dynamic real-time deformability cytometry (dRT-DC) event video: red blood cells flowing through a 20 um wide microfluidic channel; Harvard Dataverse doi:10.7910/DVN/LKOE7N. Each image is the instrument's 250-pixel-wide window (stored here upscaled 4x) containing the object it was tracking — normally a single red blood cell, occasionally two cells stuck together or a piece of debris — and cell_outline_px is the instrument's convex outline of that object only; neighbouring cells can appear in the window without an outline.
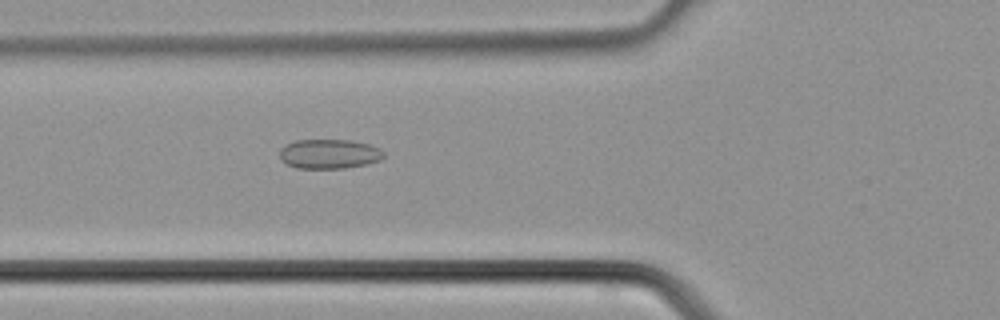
{"species": "common noctule bat (a hibernating species)", "species_latin": "Nyctalus noctula", "temperature_condition": "cold", "stored_images_in_passage": 29, "camera_frame_rate_fps": 3000, "um_per_image_px": 0.085, "animal": {"sex": "male", "body_mass_g": 21.5, "forearm_length_mm": 52.0}, "frame": {"image": 1, "passage_image": 6, "time_ms": 1.667, "image_size_px": [1000, 320], "cell_outline_px": [[384, 156], [380, 160], [368, 164], [344, 168], [296, 168], [280, 160], [280, 148], [284, 144], [296, 140], [352, 140], [368, 144], [380, 148], [384, 152]], "centroid_in_image_um": [27.97, 13.08], "position_along_channel_um": 97.8, "area_um2": 18.03}}
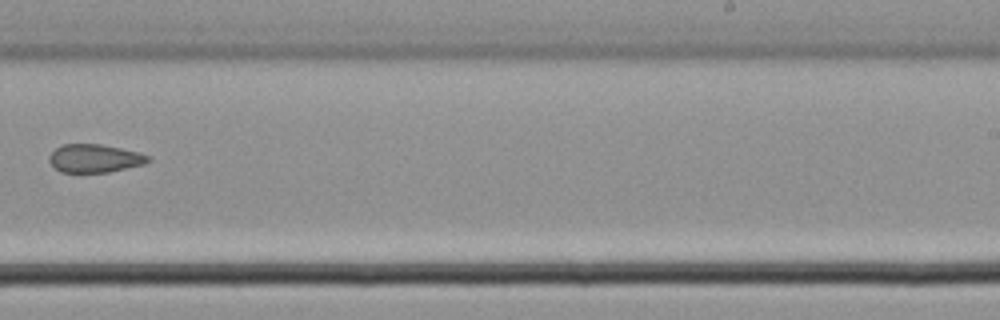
{"frame": {"image": 2, "passage_image": 16, "time_ms": 5.0, "image_size_px": [1000, 320], "cell_outline_px": [[152, 160], [144, 164], [108, 172], [60, 172], [48, 160], [48, 156], [56, 148], [64, 144], [100, 144], [140, 152], [148, 156]], "centroid_in_image_um": [8.05, 13.46], "position_along_channel_um": 280.9, "area_um2": 16.18}}
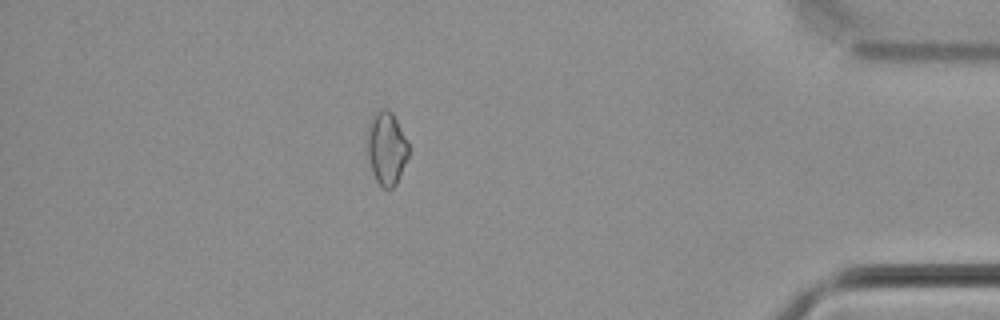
{"frame": {"image": 3, "passage_image": 25, "time_ms": 8.0, "image_size_px": [1000, 320], "cell_outline_px": [[412, 152], [396, 184], [392, 188], [380, 188], [372, 172], [364, 144], [368, 128], [372, 116], [380, 108], [388, 108], [392, 112], [408, 140]], "centroid_in_image_um": [32.86, 12.6], "position_along_channel_um": 402.3, "area_um2": 18.5}}